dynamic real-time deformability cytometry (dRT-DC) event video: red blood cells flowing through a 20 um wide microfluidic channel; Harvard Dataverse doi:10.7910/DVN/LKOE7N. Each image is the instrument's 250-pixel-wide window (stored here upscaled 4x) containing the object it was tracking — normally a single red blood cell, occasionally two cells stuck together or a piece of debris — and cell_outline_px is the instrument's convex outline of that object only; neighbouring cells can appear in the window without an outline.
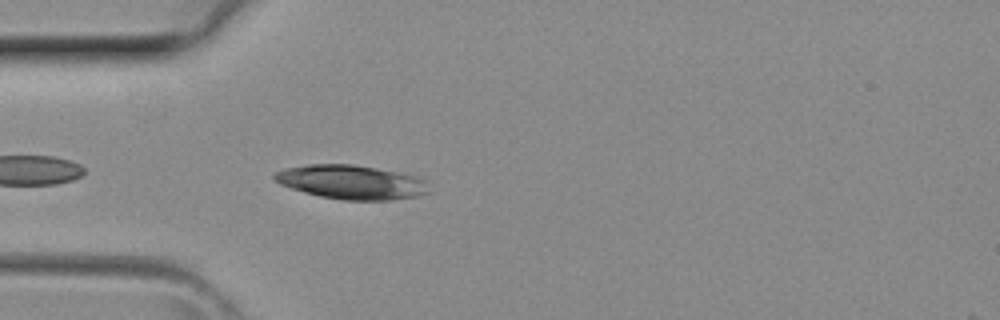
{"species": "common noctule bat (a hibernating species)", "species_latin": "Nyctalus noctula", "temperature_condition": "room temperature", "stored_images_in_passage": 2, "camera_frame_rate_fps": 3000, "um_per_image_px": 0.085, "animal": {"sex": "female", "body_mass_g": 29.2, "forearm_length_mm": 56.3}, "frame": {"image": 1, "passage_image": 2, "time_ms": 0.333, "image_size_px": [1000, 320], "cell_outline_px": [[432, 192], [416, 196], [392, 200], [344, 200], [320, 196], [304, 192], [280, 184], [272, 176], [276, 172], [284, 168], [308, 164], [352, 164], [400, 172], [416, 176], [424, 180]], "centroid_in_image_um": [29.89, 15.48], "position_along_channel_um": 55.1, "area_um2": 30.69}}